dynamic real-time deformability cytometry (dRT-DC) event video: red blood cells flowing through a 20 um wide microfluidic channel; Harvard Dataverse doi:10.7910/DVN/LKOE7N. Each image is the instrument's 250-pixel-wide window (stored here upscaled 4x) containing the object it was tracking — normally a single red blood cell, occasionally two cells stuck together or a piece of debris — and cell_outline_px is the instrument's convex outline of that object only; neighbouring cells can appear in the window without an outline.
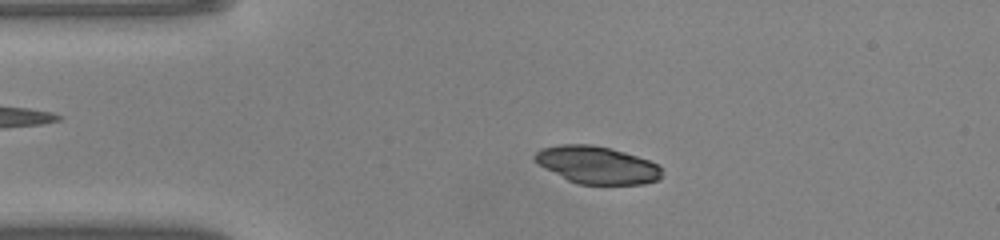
{"species": "common noctule bat (a hibernating species)", "species_latin": "Nyctalus noctula", "temperature_condition": "warm", "stored_images_in_passage": 47, "camera_frame_rate_fps": 3000, "um_per_image_px": 0.085, "animal": {"sex": "male", "body_mass_g": 20.0, "forearm_length_mm": 53.3}, "frame": {"image": 1, "passage_image": 9, "time_ms": 2.667, "image_size_px": [1000, 240], "cell_outline_px": [[660, 180], [644, 184], [580, 184], [568, 180], [544, 168], [532, 160], [532, 156], [540, 148], [560, 144], [592, 144], [612, 148], [648, 160], [656, 164], [660, 168]], "centroid_in_image_um": [50.69, 14.01], "position_along_channel_um": 34.3, "area_um2": 27.8}}